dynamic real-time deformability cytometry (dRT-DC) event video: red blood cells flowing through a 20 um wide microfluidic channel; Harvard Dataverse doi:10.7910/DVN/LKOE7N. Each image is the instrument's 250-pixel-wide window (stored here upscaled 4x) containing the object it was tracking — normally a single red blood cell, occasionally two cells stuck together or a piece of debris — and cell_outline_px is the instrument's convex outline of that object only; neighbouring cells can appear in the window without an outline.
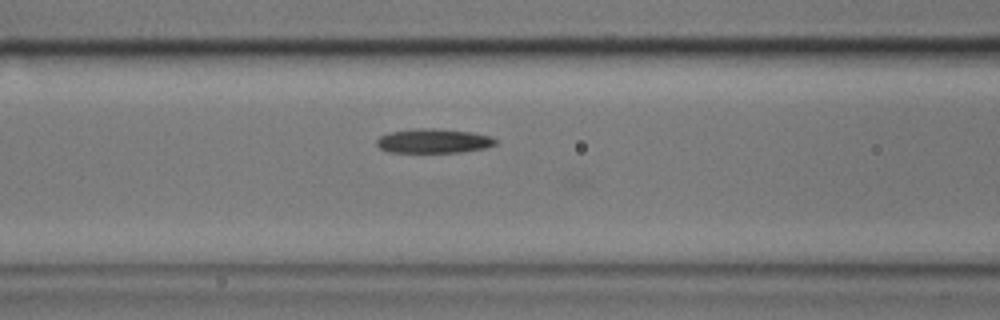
{"species": "common noctule bat (a hibernating species)", "species_latin": "Nyctalus noctula", "temperature_condition": "cold", "stored_images_in_passage": 29, "camera_frame_rate_fps": 3000, "um_per_image_px": 0.085, "animal": {"sex": "male", "body_mass_g": 17.9}, "frame": {"image": 1, "passage_image": 14, "time_ms": 4.333, "image_size_px": [1000, 320], "cell_outline_px": [[496, 144], [484, 148], [460, 152], [388, 152], [380, 148], [376, 144], [376, 140], [380, 136], [388, 132], [416, 128], [436, 128], [472, 132], [492, 136], [496, 140]], "centroid_in_image_um": [36.83, 11.97], "position_along_channel_um": 129.8, "area_um2": 16.94}}
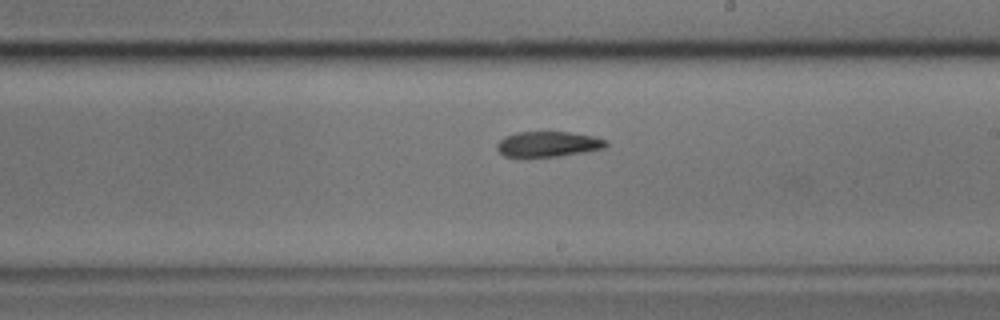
{"frame": {"image": 2, "passage_image": 24, "time_ms": 7.667, "image_size_px": [1000, 320], "cell_outline_px": [[608, 148], [560, 156], [520, 160], [504, 156], [496, 148], [496, 144], [504, 136], [516, 132], [568, 132], [596, 136], [608, 140]], "centroid_in_image_um": [46.57, 12.29], "position_along_channel_um": 242.4, "area_um2": 17.05}}
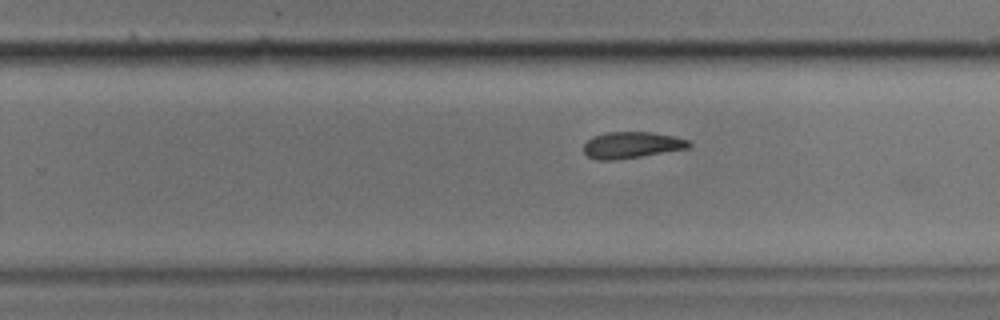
{"frame": {"image": 3, "passage_image": 27, "time_ms": 8.667, "image_size_px": [1000, 320], "cell_outline_px": [[692, 144], [688, 148], [616, 160], [596, 160], [588, 156], [584, 152], [584, 144], [592, 136], [604, 132], [652, 132], [672, 136], [688, 140]], "centroid_in_image_um": [53.65, 12.32], "position_along_channel_um": 276.1, "area_um2": 16.13}}